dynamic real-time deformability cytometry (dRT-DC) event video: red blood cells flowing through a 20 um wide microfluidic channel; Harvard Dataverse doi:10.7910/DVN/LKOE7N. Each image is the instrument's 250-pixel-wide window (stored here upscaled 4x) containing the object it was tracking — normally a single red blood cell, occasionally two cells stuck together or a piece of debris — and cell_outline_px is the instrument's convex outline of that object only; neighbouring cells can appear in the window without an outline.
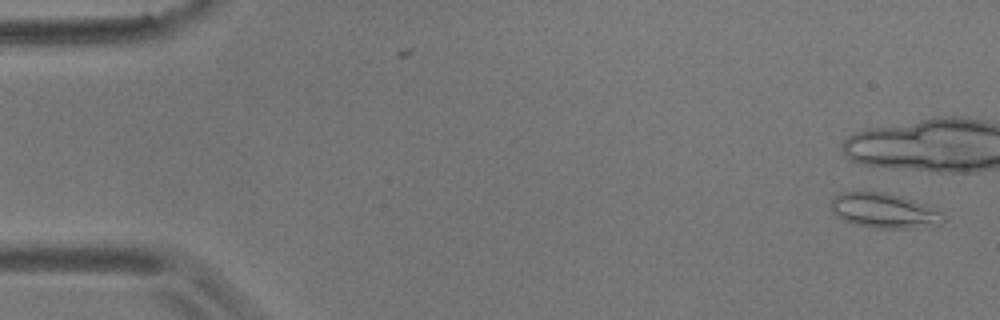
{"species": "common noctule bat (a hibernating species)", "species_latin": "Nyctalus noctula", "temperature_condition": "room temperature", "stored_images_in_passage": 7, "camera_frame_rate_fps": 3000, "um_per_image_px": 0.085, "animal": {"sex": "male", "body_mass_g": 17.9}, "frame": {"image": 1, "passage_image": 1, "time_ms": 0.0, "image_size_px": [1000, 320], "cell_outline_px": [[944, 220], [940, 224], [908, 228], [876, 228], [852, 224], [836, 216], [832, 212], [832, 200], [840, 192], [880, 192], [900, 196], [936, 208], [944, 216]], "centroid_in_image_um": [75.13, 17.91], "position_along_channel_um": 9.9, "area_um2": 22.54}}